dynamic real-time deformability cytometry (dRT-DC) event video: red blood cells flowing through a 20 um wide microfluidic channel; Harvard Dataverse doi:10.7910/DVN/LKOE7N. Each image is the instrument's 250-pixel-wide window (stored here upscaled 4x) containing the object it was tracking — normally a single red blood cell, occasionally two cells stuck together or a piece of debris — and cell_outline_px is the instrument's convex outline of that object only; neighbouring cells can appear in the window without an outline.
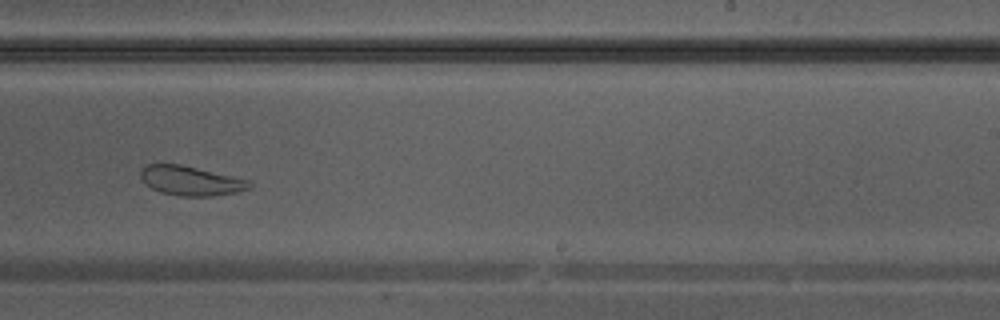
{"species": "Egyptian fruit bat (a non-hibernating species)", "species_latin": "Rousettus aegyptiacus", "temperature_condition": "warm", "stored_images_in_passage": 38, "camera_frame_rate_fps": 3000, "um_per_image_px": 0.085, "animal": {"sex": "male"}, "frame": {"image": 1, "passage_image": 22, "time_ms": 7.0, "image_size_px": [1000, 320], "cell_outline_px": [[252, 188], [236, 192], [212, 196], [180, 196], [160, 192], [152, 188], [140, 176], [140, 168], [144, 164], [180, 164], [252, 180]], "centroid_in_image_um": [16.25, 15.35], "position_along_channel_um": 272.8, "area_um2": 18.79}}
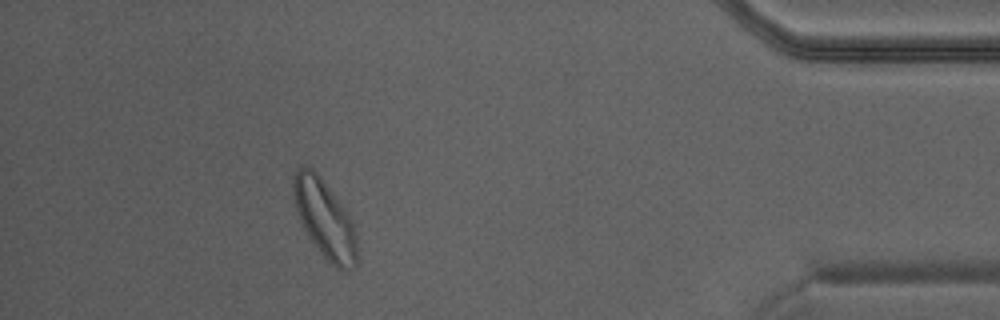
{"frame": {"image": 2, "passage_image": 33, "time_ms": 10.667, "image_size_px": [1000, 320], "cell_outline_px": [[360, 264], [348, 272], [336, 268], [320, 252], [308, 236], [296, 212], [292, 196], [292, 180], [296, 168], [304, 164], [312, 168], [320, 176], [344, 208], [356, 228]], "centroid_in_image_um": [27.63, 18.64], "position_along_channel_um": 407.6, "area_um2": 29.71}}